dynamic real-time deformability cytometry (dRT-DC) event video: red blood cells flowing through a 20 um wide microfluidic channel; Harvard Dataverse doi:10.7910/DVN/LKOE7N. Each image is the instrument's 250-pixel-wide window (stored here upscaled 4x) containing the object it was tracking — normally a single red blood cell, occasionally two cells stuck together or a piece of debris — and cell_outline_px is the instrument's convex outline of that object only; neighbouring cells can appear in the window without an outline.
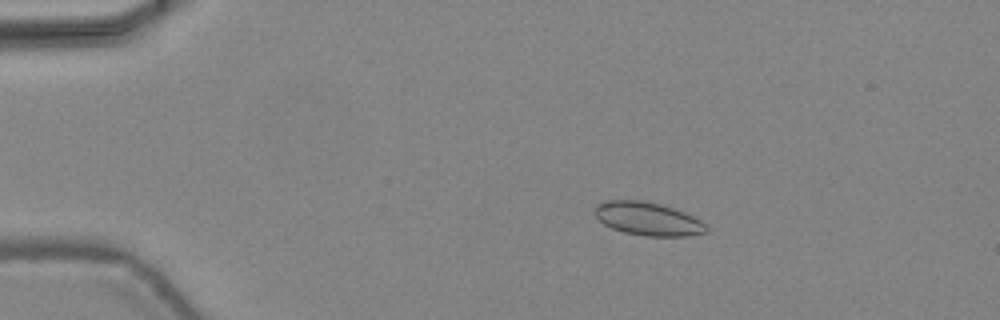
{"species": "common noctule bat (a hibernating species)", "species_latin": "Nyctalus noctula", "temperature_condition": "warm", "stored_images_in_passage": 48, "camera_frame_rate_fps": 3000, "um_per_image_px": 0.085, "animal": {"sex": "female", "body_mass_g": 24.6, "forearm_length_mm": 56.2}, "frame": {"image": 1, "passage_image": 10, "time_ms": 3.0, "image_size_px": [1000, 320], "cell_outline_px": [[708, 232], [688, 236], [644, 236], [624, 232], [612, 228], [604, 224], [596, 216], [596, 204], [604, 200], [640, 200], [660, 204], [684, 212], [708, 224]], "centroid_in_image_um": [55.1, 18.6], "position_along_channel_um": 29.9, "area_um2": 21.62}}
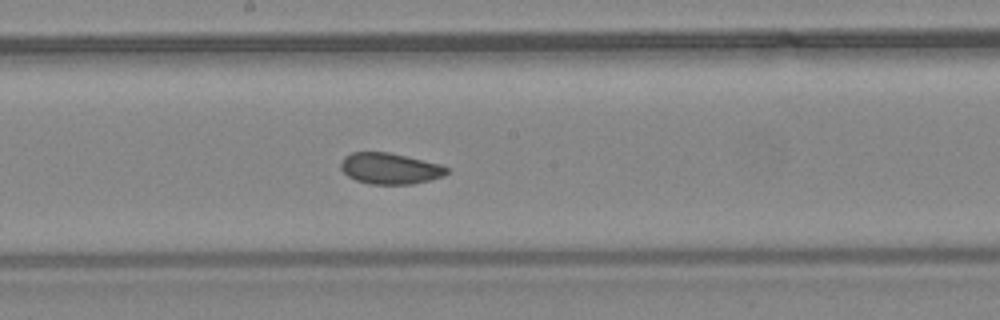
{"frame": {"image": 2, "passage_image": 27, "time_ms": 8.667, "image_size_px": [1000, 320], "cell_outline_px": [[448, 172], [444, 176], [412, 184], [368, 184], [356, 180], [348, 176], [340, 168], [340, 164], [344, 156], [352, 152], [388, 152], [440, 164], [448, 168]], "centroid_in_image_um": [33.12, 14.32], "position_along_channel_um": 215.1, "area_um2": 19.13}}
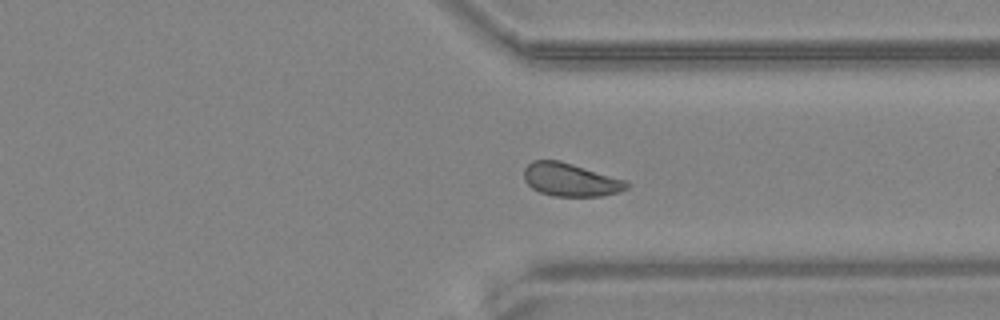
{"frame": {"image": 3, "passage_image": 37, "time_ms": 12.0, "image_size_px": [1000, 320], "cell_outline_px": [[628, 188], [620, 192], [600, 196], [552, 196], [540, 192], [532, 188], [524, 180], [524, 168], [532, 160], [560, 160], [624, 180], [628, 184]], "centroid_in_image_um": [48.45, 15.28], "position_along_channel_um": 362.9, "area_um2": 19.71}, "authors_computed_cell_mechanics": {"area_um2": 20.3167, "velocity_mm_per_s": 4.4591, "shape_relaxation_time_tau1_ms": null, "shape_relaxation_time_tau2_ms": 1.8541, "deformation_change_tau1": null, "deformation_change_tau2": 0.0499}}